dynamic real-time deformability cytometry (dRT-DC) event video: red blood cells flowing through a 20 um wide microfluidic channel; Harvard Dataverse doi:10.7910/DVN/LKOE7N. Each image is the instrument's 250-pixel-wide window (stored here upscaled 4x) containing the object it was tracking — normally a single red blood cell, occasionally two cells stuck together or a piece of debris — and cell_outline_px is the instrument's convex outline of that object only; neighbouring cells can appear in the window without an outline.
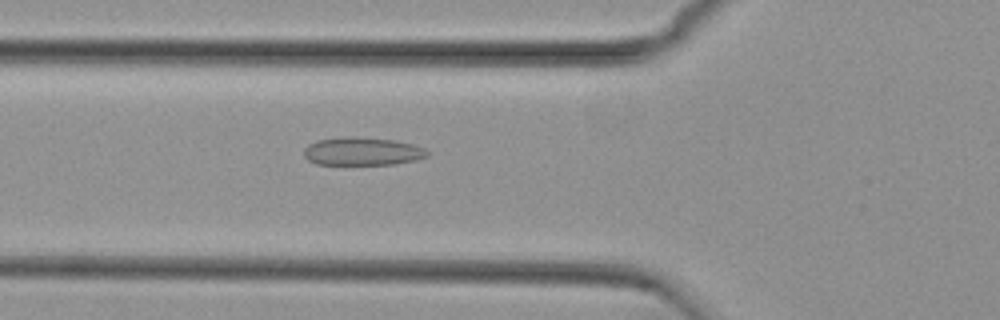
{"species": "common noctule bat (a hibernating species)", "species_latin": "Nyctalus noctula", "temperature_condition": "cold", "stored_images_in_passage": 44, "camera_frame_rate_fps": 3000, "um_per_image_px": 0.085, "animal": {"sex": "female", "body_mass_g": 29.2, "forearm_length_mm": 56.3}, "frame": {"image": 1, "passage_image": 18, "time_ms": 5.667, "image_size_px": [1000, 320], "cell_outline_px": [[428, 156], [416, 160], [396, 164], [316, 164], [308, 160], [304, 156], [304, 148], [308, 144], [316, 140], [344, 136], [356, 136], [396, 140], [412, 144], [424, 148], [428, 152]], "centroid_in_image_um": [30.78, 12.85], "position_along_channel_um": 95.0, "area_um2": 20.4}}
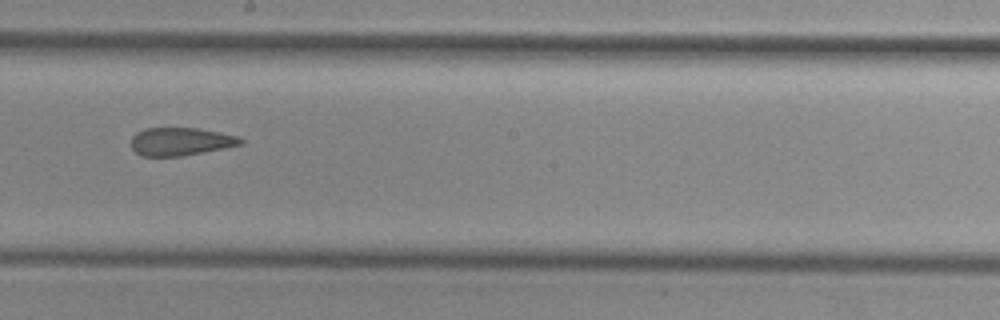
{"frame": {"image": 2, "passage_image": 29, "time_ms": 9.333, "image_size_px": [1000, 320], "cell_outline_px": [[244, 144], [184, 156], [140, 156], [132, 148], [132, 136], [136, 132], [144, 128], [196, 128], [220, 132], [240, 136], [244, 140]], "centroid_in_image_um": [15.38, 12.03], "position_along_channel_um": 232.8, "area_um2": 18.03}}
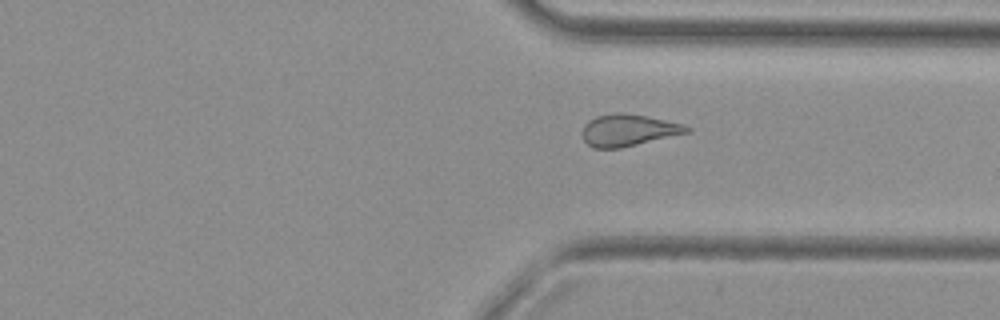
{"frame": {"image": 3, "passage_image": 39, "time_ms": 12.667, "image_size_px": [1000, 320], "cell_outline_px": [[692, 128], [688, 132], [620, 148], [592, 148], [584, 140], [584, 124], [588, 120], [596, 116], [616, 112], [624, 112], [648, 116], [684, 124]], "centroid_in_image_um": [53.4, 11.04], "position_along_channel_um": 358.0, "area_um2": 19.25}, "authors_computed_cell_mechanics": {"area_um2": 20.1433, "velocity_mm_per_s": 3.7472, "shape_relaxation_time_tau1_ms": null, "shape_relaxation_time_tau2_ms": 3.0594, "deformation_change_tau1": null, "deformation_change_tau2": 0.1004}}